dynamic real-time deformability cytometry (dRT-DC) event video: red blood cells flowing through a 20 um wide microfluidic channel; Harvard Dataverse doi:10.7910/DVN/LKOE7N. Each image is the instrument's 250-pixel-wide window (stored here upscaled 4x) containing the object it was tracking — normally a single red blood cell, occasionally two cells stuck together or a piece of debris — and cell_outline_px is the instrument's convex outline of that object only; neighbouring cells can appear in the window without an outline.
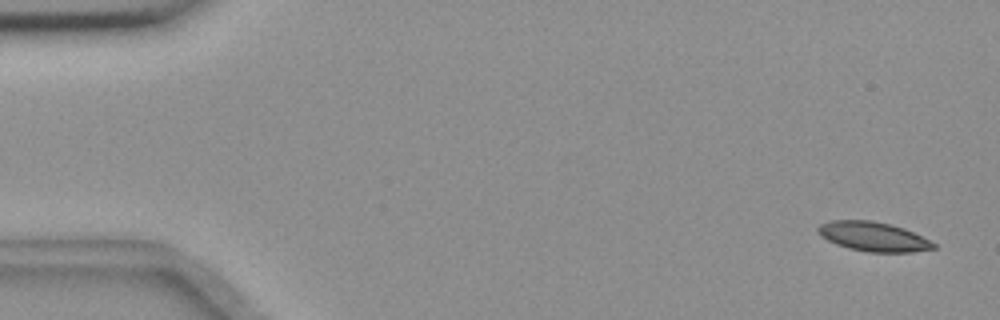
{"species": "common noctule bat (a hibernating species)", "species_latin": "Nyctalus noctula", "temperature_condition": "room temperature", "stored_images_in_passage": 5, "camera_frame_rate_fps": 3000, "um_per_image_px": 0.085, "animal": {"sex": "female", "body_mass_g": 18.4}, "frame": {"image": 1, "passage_image": 5, "time_ms": 5.667, "image_size_px": [1000, 320], "cell_outline_px": [[936, 248], [912, 252], [868, 252], [848, 248], [836, 244], [820, 236], [816, 232], [816, 228], [820, 224], [832, 220], [872, 220], [904, 228], [936, 244]], "centroid_in_image_um": [74.18, 20.11], "position_along_channel_um": 10.8, "area_um2": 19.71}}